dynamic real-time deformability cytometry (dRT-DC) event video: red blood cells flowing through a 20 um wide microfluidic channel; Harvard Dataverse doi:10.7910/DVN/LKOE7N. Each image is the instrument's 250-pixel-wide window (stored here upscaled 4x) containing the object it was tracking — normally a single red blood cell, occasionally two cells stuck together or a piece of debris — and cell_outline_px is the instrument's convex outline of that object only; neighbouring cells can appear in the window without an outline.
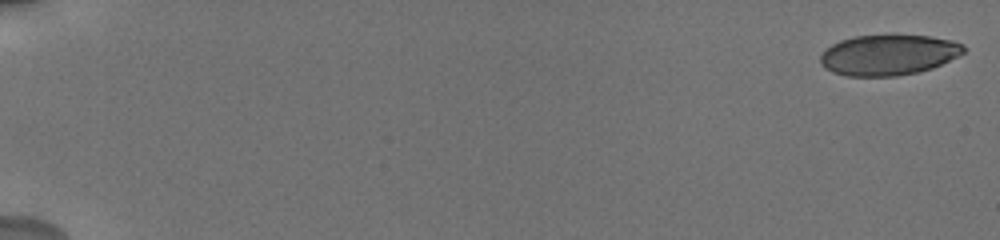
{"species": "human", "species_latin": "Homo sapiens", "temperature_condition": "cold", "stored_images_in_passage": 6, "camera_frame_rate_fps": 3000, "um_per_image_px": 0.085, "donor": {"sex": "male"}, "frame": {"image": 1, "passage_image": 1, "time_ms": 0.0, "image_size_px": [1000, 240], "cell_outline_px": [[964, 52], [932, 68], [916, 72], [896, 76], [848, 76], [832, 72], [820, 64], [820, 56], [832, 44], [840, 40], [856, 36], [928, 36], [952, 40], [964, 44]], "centroid_in_image_um": [75.5, 4.67], "position_along_channel_um": 9.5, "area_um2": 33.35}}
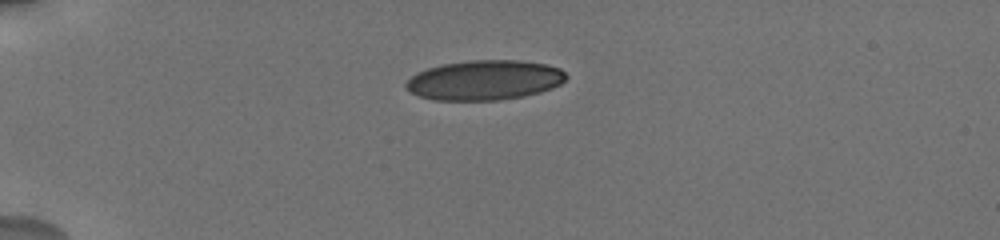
{"frame": {"image": 2, "passage_image": 5, "time_ms": 5.0, "image_size_px": [1000, 240], "cell_outline_px": [[568, 76], [560, 84], [552, 88], [540, 92], [524, 96], [500, 100], [432, 100], [420, 96], [404, 88], [404, 84], [416, 72], [428, 68], [444, 64], [472, 60], [520, 60], [548, 64], [560, 68]], "centroid_in_image_um": [41.2, 6.81], "position_along_channel_um": 43.8, "area_um2": 37.28}}